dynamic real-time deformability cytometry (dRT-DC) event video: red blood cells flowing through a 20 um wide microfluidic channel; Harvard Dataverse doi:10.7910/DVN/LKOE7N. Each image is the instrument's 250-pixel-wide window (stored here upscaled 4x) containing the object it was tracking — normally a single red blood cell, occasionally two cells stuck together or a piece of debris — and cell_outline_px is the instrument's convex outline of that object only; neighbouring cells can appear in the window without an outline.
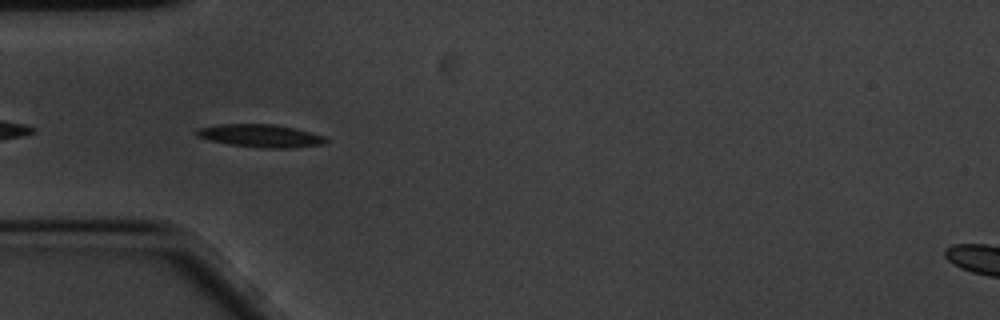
{"species": "common noctule bat (a hibernating species)", "species_latin": "Nyctalus noctula", "temperature_condition": "cold", "stored_images_in_passage": 45, "camera_frame_rate_fps": 3000, "um_per_image_px": 0.085, "animal": {"sex": "male", "body_mass_g": 20.1, "forearm_length_mm": 53.5}, "frame": {"image": 1, "passage_image": 3, "time_ms": 0.667, "image_size_px": [1000, 320], "cell_outline_px": [[328, 140], [324, 144], [292, 148], [256, 148], [228, 144], [196, 136], [192, 132], [196, 128], [220, 124], [272, 124], [296, 128], [312, 132], [324, 136]], "centroid_in_image_um": [22.13, 11.54], "position_along_channel_um": 62.9, "area_um2": 17.46}}
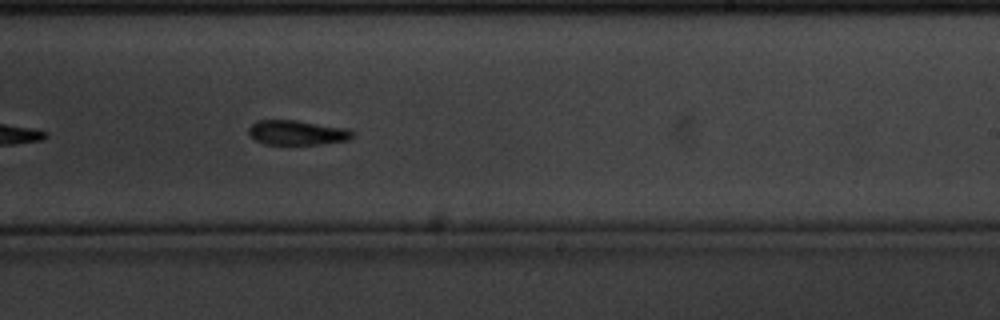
{"frame": {"image": 2, "passage_image": 21, "time_ms": 6.667, "image_size_px": [1000, 320], "cell_outline_px": [[356, 136], [348, 140], [320, 144], [264, 144], [248, 136], [248, 128], [256, 120], [296, 120], [348, 128], [356, 132]], "centroid_in_image_um": [25.28, 11.27], "position_along_channel_um": 263.7, "area_um2": 15.2}}
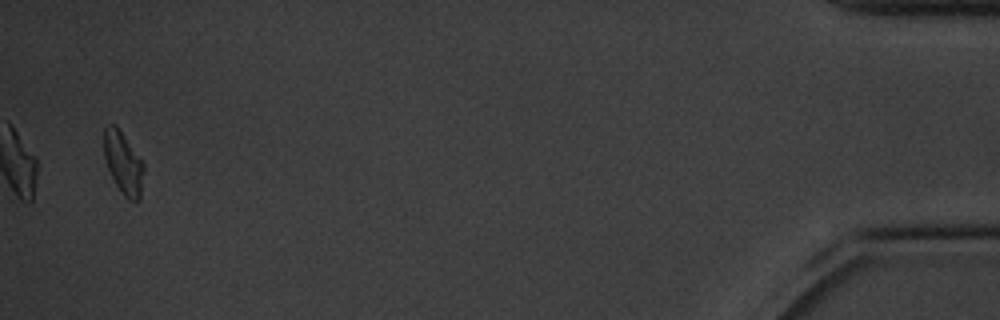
{"frame": {"image": 3, "passage_image": 43, "time_ms": 14.0, "image_size_px": [1000, 320], "cell_outline_px": [[144, 172], [140, 200], [136, 204], [128, 200], [124, 196], [116, 184], [108, 168], [104, 156], [104, 128], [108, 124], [116, 124], [144, 160]], "centroid_in_image_um": [10.52, 13.86], "position_along_channel_um": 424.7, "area_um2": 14.91}, "authors_computed_cell_mechanics": {"area_um2": 15.606, "velocity_mm_per_s": 3.3566, "shape_relaxation_time_tau1_ms": 2.8406, "shape_relaxation_time_tau2_ms": null, "deformation_change_tau1": 0.1245, "deformation_change_tau2": null}}